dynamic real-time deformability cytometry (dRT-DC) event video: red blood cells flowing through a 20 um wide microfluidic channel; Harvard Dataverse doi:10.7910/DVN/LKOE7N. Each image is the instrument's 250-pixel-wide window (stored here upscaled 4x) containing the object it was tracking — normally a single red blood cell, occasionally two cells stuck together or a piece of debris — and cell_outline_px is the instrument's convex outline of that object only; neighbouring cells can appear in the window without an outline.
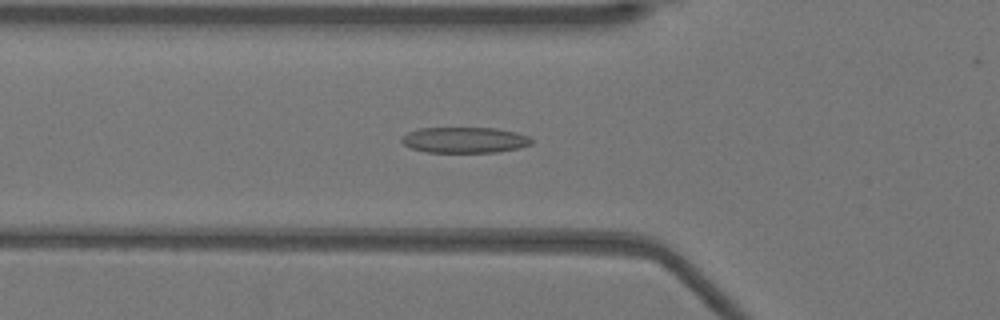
{"species": "Egyptian fruit bat (a non-hibernating species)", "species_latin": "Rousettus aegyptiacus", "temperature_condition": "warm", "stored_images_in_passage": 52, "camera_frame_rate_fps": 3000, "um_per_image_px": 0.085, "animal": {"sex": "female"}, "frame": {"image": 1, "passage_image": 18, "time_ms": 5.667, "image_size_px": [1000, 320], "cell_outline_px": [[532, 144], [520, 148], [496, 152], [428, 152], [412, 148], [404, 144], [400, 140], [408, 132], [420, 128], [496, 128], [516, 132], [528, 136], [532, 140]], "centroid_in_image_um": [39.52, 11.9], "position_along_channel_um": 86.3, "area_um2": 19.42}}
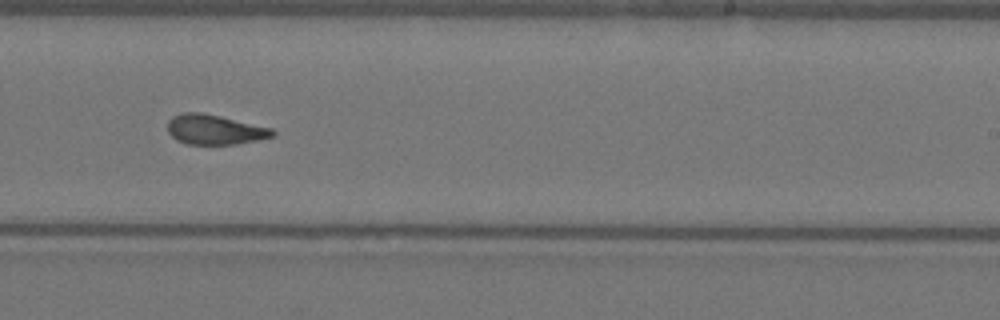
{"frame": {"image": 2, "passage_image": 32, "time_ms": 10.333, "image_size_px": [1000, 320], "cell_outline_px": [[276, 136], [236, 144], [188, 144], [176, 140], [168, 132], [168, 120], [172, 116], [180, 112], [200, 112], [220, 116], [272, 128], [276, 132]], "centroid_in_image_um": [18.24, 11.01], "position_along_channel_um": 270.8, "area_um2": 18.32}}
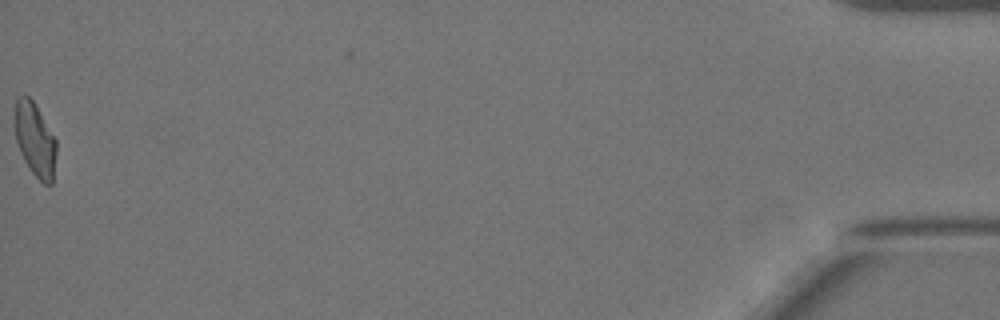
{"frame": {"image": 3, "passage_image": 52, "time_ms": 17.0, "image_size_px": [1000, 320], "cell_outline_px": [[56, 152], [52, 184], [44, 184], [32, 172], [24, 160], [16, 140], [16, 100], [20, 96], [28, 96], [32, 100], [56, 140]], "centroid_in_image_um": [2.99, 11.91], "position_along_channel_um": 432.2, "area_um2": 17.17}, "authors_computed_cell_mechanics": {"area_um2": 18.9295, "velocity_mm_per_s": 3.9405, "shape_relaxation_time_tau1_ms": null, "shape_relaxation_time_tau2_ms": 1.9378, "deformation_change_tau1": null, "deformation_change_tau2": 0.0953}}